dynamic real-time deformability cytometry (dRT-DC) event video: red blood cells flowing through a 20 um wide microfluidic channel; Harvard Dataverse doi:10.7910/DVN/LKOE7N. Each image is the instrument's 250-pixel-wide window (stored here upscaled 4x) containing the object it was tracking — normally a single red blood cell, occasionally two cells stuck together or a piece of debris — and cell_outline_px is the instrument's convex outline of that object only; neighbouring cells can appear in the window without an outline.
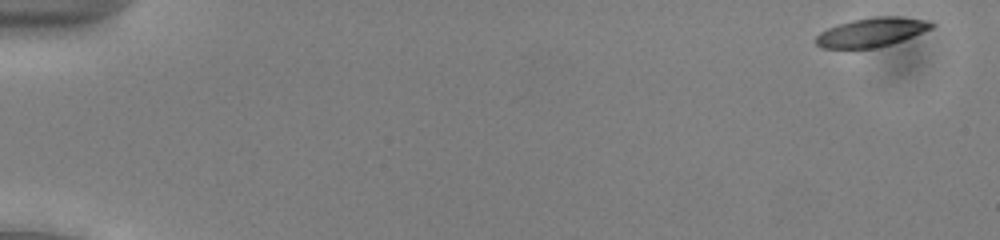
{"species": "common noctule bat (a hibernating species)", "species_latin": "Nyctalus noctula", "temperature_condition": "cold", "stored_images_in_passage": 10, "camera_frame_rate_fps": 3000, "um_per_image_px": 0.085, "animal": {"sex": "male", "body_mass_g": 13.0, "forearm_length_mm": 53.1}, "frame": {"image": 1, "passage_image": 1, "time_ms": 0.0, "image_size_px": [1000, 240], "cell_outline_px": [[936, 24], [932, 28], [912, 36], [888, 44], [872, 48], [824, 48], [816, 44], [816, 36], [820, 32], [828, 28], [852, 20], [876, 16], [896, 16], [924, 20]], "centroid_in_image_um": [74.06, 2.73], "position_along_channel_um": 10.9, "area_um2": 19.07}}